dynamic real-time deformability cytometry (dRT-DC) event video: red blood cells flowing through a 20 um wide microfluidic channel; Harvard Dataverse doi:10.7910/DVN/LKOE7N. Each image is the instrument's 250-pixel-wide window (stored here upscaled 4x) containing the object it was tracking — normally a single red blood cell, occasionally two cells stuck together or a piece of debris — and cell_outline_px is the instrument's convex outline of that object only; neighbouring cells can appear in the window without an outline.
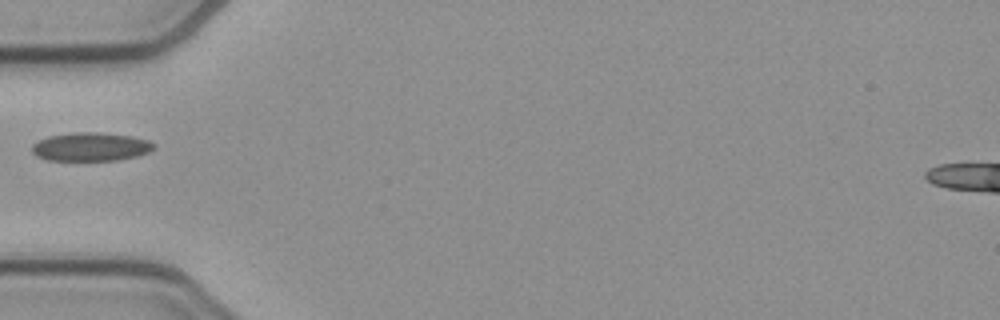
{"species": "common noctule bat (a hibernating species)", "species_latin": "Nyctalus noctula", "temperature_condition": "cold", "stored_images_in_passage": 36, "camera_frame_rate_fps": 3000, "um_per_image_px": 0.085, "animal": {"sex": "female", "body_mass_g": 21.9}, "frame": {"image": 1, "passage_image": 1, "time_ms": 0.0, "image_size_px": [1000, 320], "cell_outline_px": [[156, 144], [148, 152], [136, 156], [116, 160], [48, 160], [36, 156], [32, 152], [32, 144], [36, 140], [48, 136], [72, 132], [100, 132], [132, 136], [148, 140]], "centroid_in_image_um": [7.67, 12.46], "position_along_channel_um": 77.3, "area_um2": 20.35}}
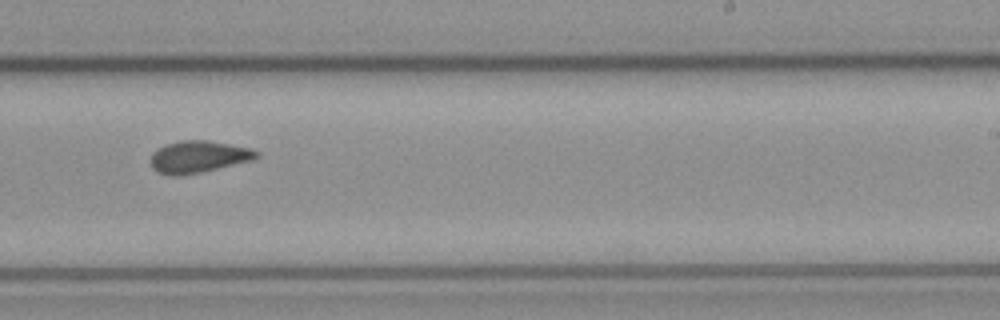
{"frame": {"image": 2, "passage_image": 16, "time_ms": 5.0, "image_size_px": [1000, 320], "cell_outline_px": [[260, 156], [252, 160], [200, 172], [180, 176], [168, 176], [156, 172], [152, 168], [152, 152], [168, 144], [180, 140], [208, 140], [252, 148], [260, 152]], "centroid_in_image_um": [16.88, 13.33], "position_along_channel_um": 272.1, "area_um2": 19.71}}
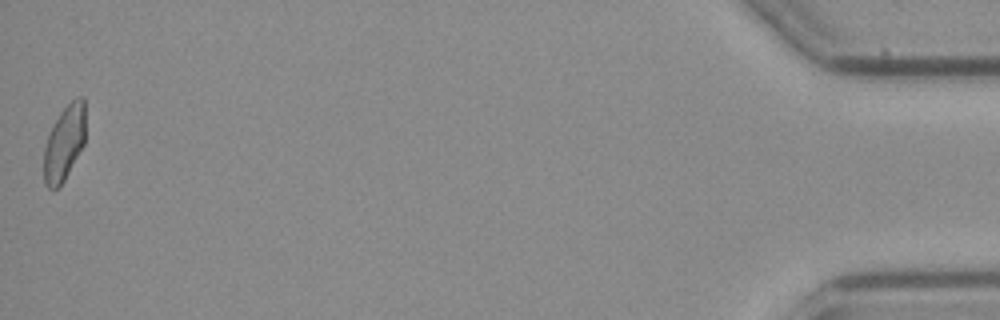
{"frame": {"image": 3, "passage_image": 36, "time_ms": 11.667, "image_size_px": [1000, 320], "cell_outline_px": [[84, 144], [60, 188], [52, 192], [44, 184], [44, 148], [52, 124], [60, 112], [76, 96], [84, 96]], "centroid_in_image_um": [5.44, 12.19], "position_along_channel_um": 429.8, "area_um2": 18.38}}